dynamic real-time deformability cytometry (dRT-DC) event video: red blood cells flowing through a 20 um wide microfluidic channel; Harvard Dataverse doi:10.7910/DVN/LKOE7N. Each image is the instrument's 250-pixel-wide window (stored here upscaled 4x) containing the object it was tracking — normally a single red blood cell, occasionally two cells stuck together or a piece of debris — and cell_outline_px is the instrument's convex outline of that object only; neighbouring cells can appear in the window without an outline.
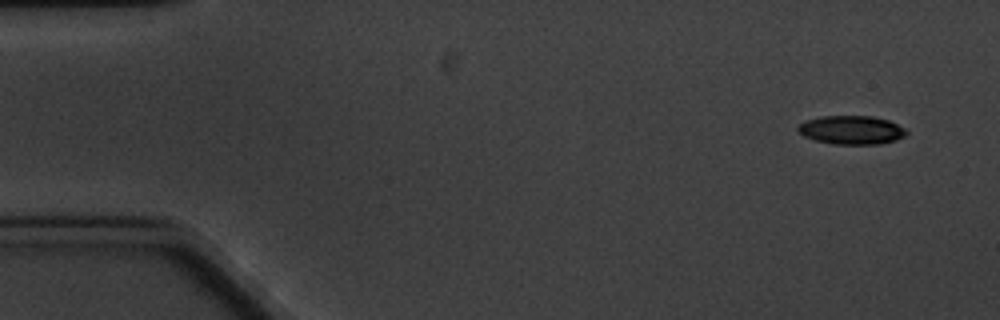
{"species": "common noctule bat (a hibernating species)", "species_latin": "Nyctalus noctula", "temperature_condition": "cold", "stored_images_in_passage": 5, "camera_frame_rate_fps": 3000, "um_per_image_px": 0.085, "animal": {"sex": "male", "body_mass_g": 20.1, "forearm_length_mm": 53.5}, "frame": {"image": 1, "passage_image": 1, "time_ms": 0.0, "image_size_px": [1000, 320], "cell_outline_px": [[908, 132], [904, 136], [896, 140], [880, 144], [832, 144], [816, 140], [804, 136], [796, 128], [804, 120], [820, 116], [872, 116], [888, 120], [904, 128]], "centroid_in_image_um": [72.36, 11.04], "position_along_channel_um": 12.6, "area_um2": 18.09}}
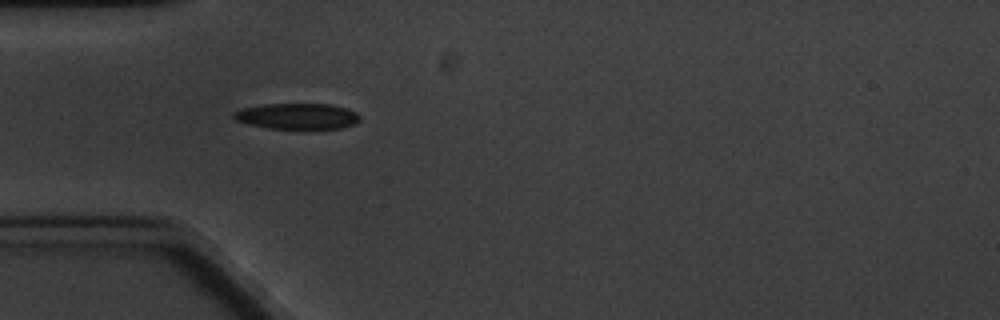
{"frame": {"image": 2, "passage_image": 5, "time_ms": 4.667, "image_size_px": [1000, 320], "cell_outline_px": [[360, 120], [356, 124], [340, 128], [268, 128], [248, 124], [236, 120], [232, 116], [232, 112], [240, 108], [264, 104], [328, 104], [348, 108], [356, 112], [360, 116]], "centroid_in_image_um": [25.26, 9.87], "position_along_channel_um": 59.7, "area_um2": 19.07}}